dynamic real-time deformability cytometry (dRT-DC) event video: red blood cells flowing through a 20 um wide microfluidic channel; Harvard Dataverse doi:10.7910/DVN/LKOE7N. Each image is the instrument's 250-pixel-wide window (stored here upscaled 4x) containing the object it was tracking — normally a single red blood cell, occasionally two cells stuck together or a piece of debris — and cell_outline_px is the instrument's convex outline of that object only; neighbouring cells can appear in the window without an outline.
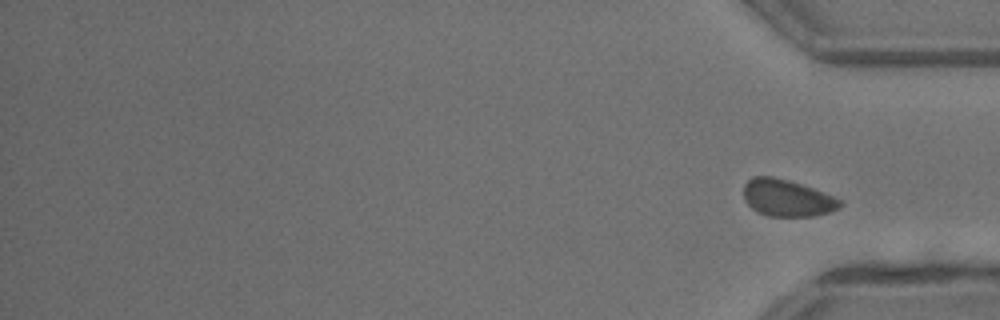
{"species": "common noctule bat (a hibernating species)", "species_latin": "Nyctalus noctula", "temperature_condition": "warm", "stored_images_in_passage": 35, "segment_of_instrument_passage": [2, 2], "camera_frame_rate_fps": 3000, "um_per_image_px": 0.085, "animal": {"sex": "male", "body_mass_g": 13.3}, "frame": {"image": 1, "passage_image": 35, "time_ms": 11.333, "image_size_px": [1000, 320], "cell_outline_px": [[844, 204], [840, 208], [828, 212], [812, 216], [768, 216], [756, 212], [744, 200], [744, 184], [752, 176], [772, 176], [788, 180], [824, 192], [840, 200]], "centroid_in_image_um": [66.88, 16.83], "position_along_channel_um": 368.3, "area_um2": 20.69}}